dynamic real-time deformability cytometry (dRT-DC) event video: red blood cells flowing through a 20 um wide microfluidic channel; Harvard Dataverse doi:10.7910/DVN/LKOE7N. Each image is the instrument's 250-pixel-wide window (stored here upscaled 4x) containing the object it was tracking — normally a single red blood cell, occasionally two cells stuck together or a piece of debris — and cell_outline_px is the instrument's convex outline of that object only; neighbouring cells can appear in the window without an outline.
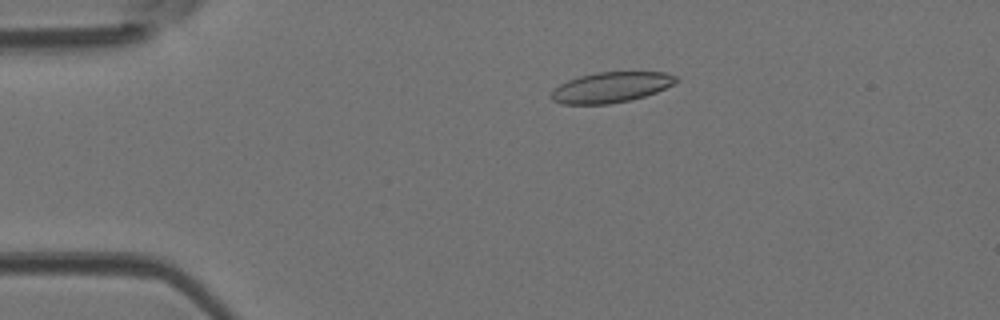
{"species": "Egyptian fruit bat (a non-hibernating species)", "species_latin": "Rousettus aegyptiacus", "temperature_condition": "room temperature", "stored_images_in_passage": 48, "camera_frame_rate_fps": 3000, "um_per_image_px": 0.085, "animal": {"sex": "female"}, "frame": {"image": 1, "passage_image": 10, "time_ms": 3.0, "image_size_px": [1000, 320], "cell_outline_px": [[680, 80], [656, 92], [644, 96], [628, 100], [608, 104], [560, 104], [552, 100], [552, 88], [568, 80], [580, 76], [596, 72], [668, 72], [676, 76]], "centroid_in_image_um": [51.92, 7.41], "position_along_channel_um": 33.1, "area_um2": 22.08}}
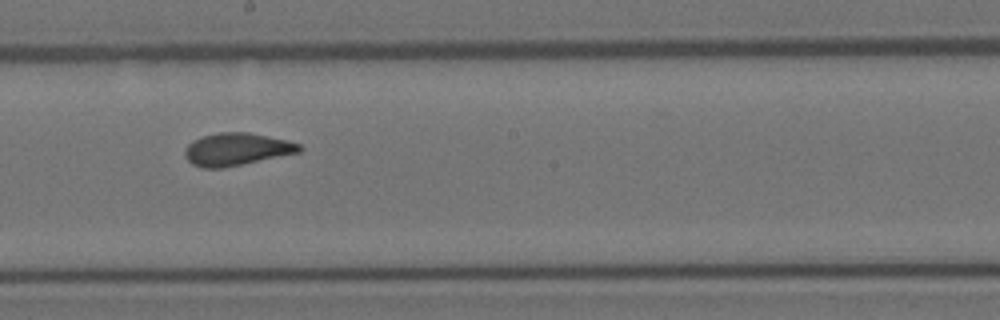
{"frame": {"image": 2, "passage_image": 27, "time_ms": 8.667, "image_size_px": [1000, 320], "cell_outline_px": [[304, 148], [300, 152], [224, 168], [204, 168], [192, 164], [184, 156], [184, 152], [188, 144], [192, 140], [204, 136], [220, 132], [248, 132], [288, 140], [300, 144]], "centroid_in_image_um": [20.12, 12.69], "position_along_channel_um": 228.1, "area_um2": 21.73}}
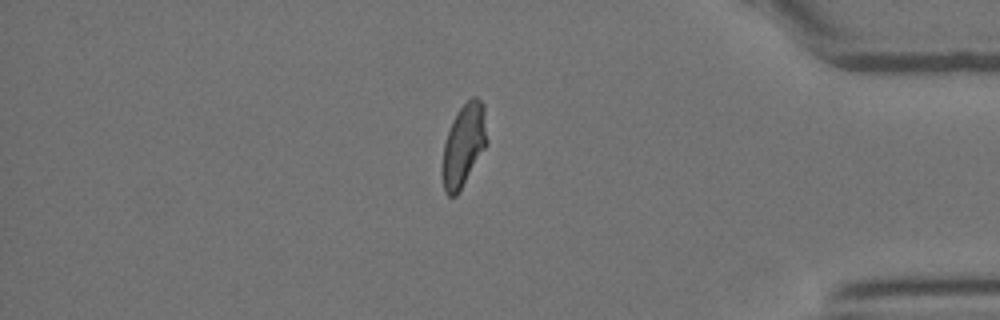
{"frame": {"image": 3, "passage_image": 41, "time_ms": 13.333, "image_size_px": [1000, 320], "cell_outline_px": [[488, 144], [456, 196], [448, 196], [444, 192], [440, 172], [444, 144], [452, 120], [456, 112], [472, 96], [476, 96], [484, 104], [488, 140]], "centroid_in_image_um": [39.41, 12.35], "position_along_channel_um": 395.8, "area_um2": 21.85}, "authors_computed_cell_mechanics": {"area_um2": 21.675, "velocity_mm_per_s": 4.2391, "shape_relaxation_time_tau1_ms": 6.047, "shape_relaxation_time_tau2_ms": 0.9953, "deformation_change_tau1": 0.1646, "deformation_change_tau2": 0.0616}}